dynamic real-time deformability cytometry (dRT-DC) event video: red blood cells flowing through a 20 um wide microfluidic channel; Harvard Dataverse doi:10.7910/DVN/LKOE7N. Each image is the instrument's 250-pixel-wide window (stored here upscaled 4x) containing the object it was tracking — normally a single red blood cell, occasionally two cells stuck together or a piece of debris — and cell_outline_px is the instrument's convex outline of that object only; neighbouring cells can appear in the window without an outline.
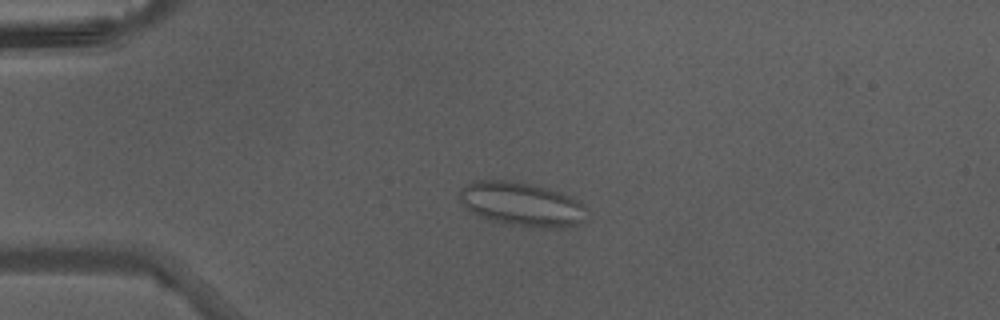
{"species": "Egyptian fruit bat (a non-hibernating species)", "species_latin": "Rousettus aegyptiacus", "temperature_condition": "warm", "stored_images_in_passage": 46, "camera_frame_rate_fps": 3000, "um_per_image_px": 0.085, "animal": {"sex": "male"}, "frame": {"image": 1, "passage_image": 12, "time_ms": 3.667, "image_size_px": [1000, 320], "cell_outline_px": [[588, 220], [576, 224], [560, 228], [532, 228], [504, 224], [480, 216], [464, 208], [460, 200], [460, 188], [476, 180], [512, 180], [548, 188], [560, 192], [584, 204], [588, 208]], "centroid_in_image_um": [44.38, 17.37], "position_along_channel_um": 40.6, "area_um2": 33.06}}
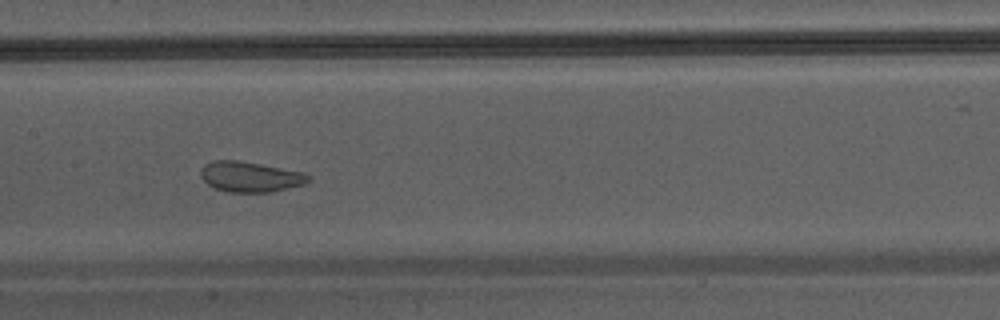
{"frame": {"image": 2, "passage_image": 24, "time_ms": 7.667, "image_size_px": [1000, 320], "cell_outline_px": [[312, 180], [304, 184], [268, 192], [228, 192], [216, 188], [208, 184], [200, 176], [200, 168], [204, 164], [212, 160], [236, 160], [260, 164], [304, 172], [312, 176]], "centroid_in_image_um": [21.27, 15.01], "position_along_channel_um": 186.1, "area_um2": 19.07}}
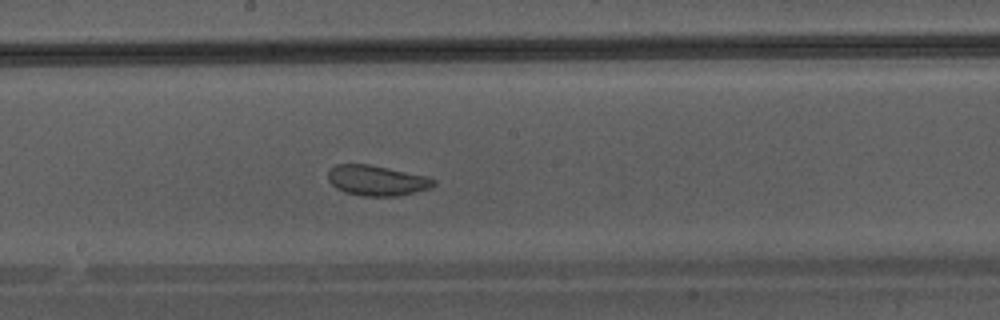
{"frame": {"image": 3, "passage_image": 26, "time_ms": 8.333, "image_size_px": [1000, 320], "cell_outline_px": [[436, 184], [432, 188], [400, 196], [360, 196], [344, 192], [336, 188], [328, 180], [328, 172], [336, 164], [368, 164], [428, 176], [436, 180]], "centroid_in_image_um": [32.06, 15.35], "position_along_channel_um": 216.1, "area_um2": 18.84}}